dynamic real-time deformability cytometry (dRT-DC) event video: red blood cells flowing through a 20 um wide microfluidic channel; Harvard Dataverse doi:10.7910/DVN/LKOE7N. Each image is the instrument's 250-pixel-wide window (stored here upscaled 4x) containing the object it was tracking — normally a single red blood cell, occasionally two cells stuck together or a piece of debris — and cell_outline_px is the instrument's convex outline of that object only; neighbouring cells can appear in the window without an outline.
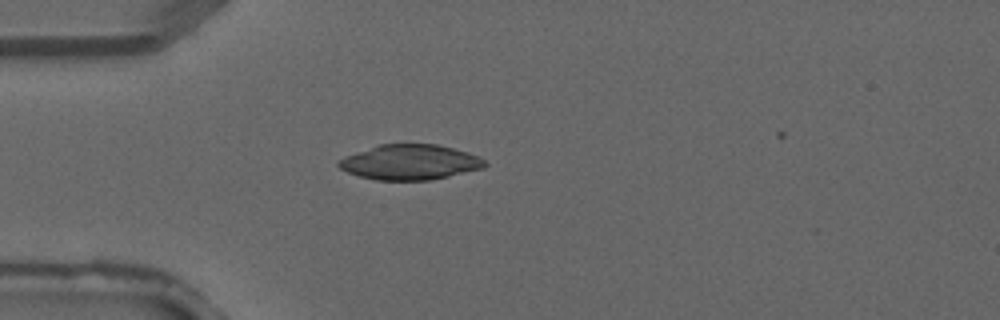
{"species": "common noctule bat (a hibernating species)", "species_latin": "Nyctalus noctula", "temperature_condition": "warm", "stored_images_in_passage": 1, "camera_frame_rate_fps": 3000, "um_per_image_px": 0.085, "animal": {"sex": "male", "forearm_length_mm": 52.5}, "frame": {"image": 1, "passage_image": 1, "time_ms": 0.0, "image_size_px": [1000, 320], "cell_outline_px": [[488, 164], [484, 168], [432, 180], [376, 180], [360, 176], [348, 172], [340, 168], [336, 164], [336, 160], [344, 156], [380, 144], [436, 144], [468, 152], [484, 160]], "centroid_in_image_um": [34.83, 13.79], "position_along_channel_um": 50.2, "area_um2": 29.94}}